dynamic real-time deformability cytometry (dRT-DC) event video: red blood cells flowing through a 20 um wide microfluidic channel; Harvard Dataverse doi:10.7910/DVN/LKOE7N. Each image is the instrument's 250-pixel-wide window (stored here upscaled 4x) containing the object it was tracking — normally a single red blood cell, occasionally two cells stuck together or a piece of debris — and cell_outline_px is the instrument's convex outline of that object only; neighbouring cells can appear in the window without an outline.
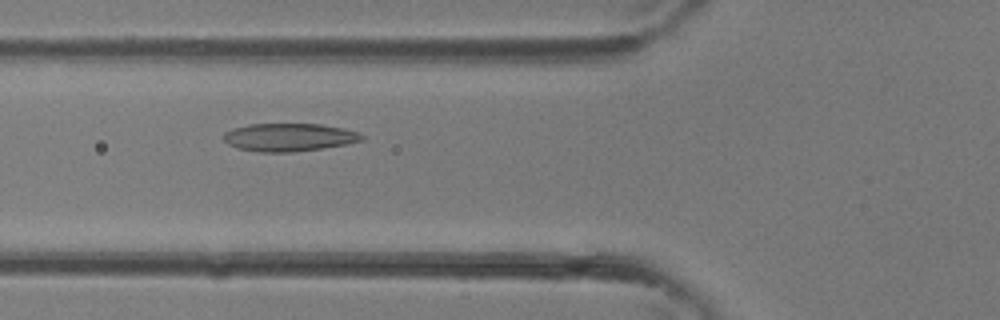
{"species": "common noctule bat (a hibernating species)", "species_latin": "Nyctalus noctula", "temperature_condition": "room temperature", "stored_images_in_passage": 36, "camera_frame_rate_fps": 3000, "um_per_image_px": 0.085, "animal": {"sex": "female"}, "frame": {"image": 1, "passage_image": 13, "time_ms": 4.0, "image_size_px": [1000, 320], "cell_outline_px": [[364, 140], [348, 144], [292, 152], [260, 152], [240, 148], [228, 144], [224, 140], [224, 132], [232, 128], [248, 124], [320, 124], [344, 128], [360, 132], [364, 136]], "centroid_in_image_um": [24.6, 11.66], "position_along_channel_um": 101.2, "area_um2": 22.54}}
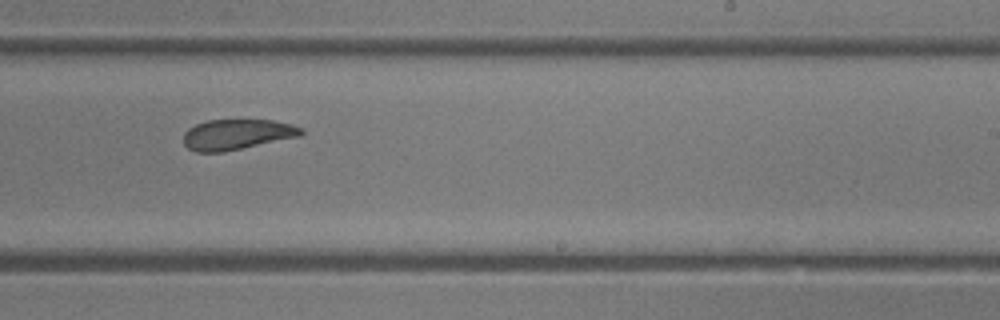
{"frame": {"image": 2, "passage_image": 22, "time_ms": 7.0, "image_size_px": [1000, 320], "cell_outline_px": [[304, 132], [300, 136], [224, 152], [196, 152], [188, 148], [184, 144], [184, 132], [188, 128], [196, 124], [208, 120], [272, 120], [292, 124], [304, 128]], "centroid_in_image_um": [20.15, 11.42], "position_along_channel_um": 268.9, "area_um2": 20.92}}
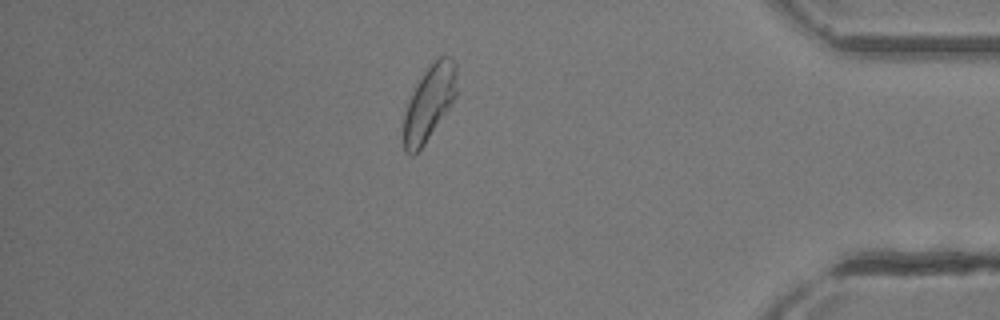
{"frame": {"image": 3, "passage_image": 31, "time_ms": 10.0, "image_size_px": [1000, 320], "cell_outline_px": [[456, 96], [424, 144], [412, 156], [404, 148], [404, 112], [412, 92], [424, 72], [440, 56], [452, 56], [456, 64]], "centroid_in_image_um": [36.49, 8.71], "position_along_channel_um": 398.7, "area_um2": 22.54}}